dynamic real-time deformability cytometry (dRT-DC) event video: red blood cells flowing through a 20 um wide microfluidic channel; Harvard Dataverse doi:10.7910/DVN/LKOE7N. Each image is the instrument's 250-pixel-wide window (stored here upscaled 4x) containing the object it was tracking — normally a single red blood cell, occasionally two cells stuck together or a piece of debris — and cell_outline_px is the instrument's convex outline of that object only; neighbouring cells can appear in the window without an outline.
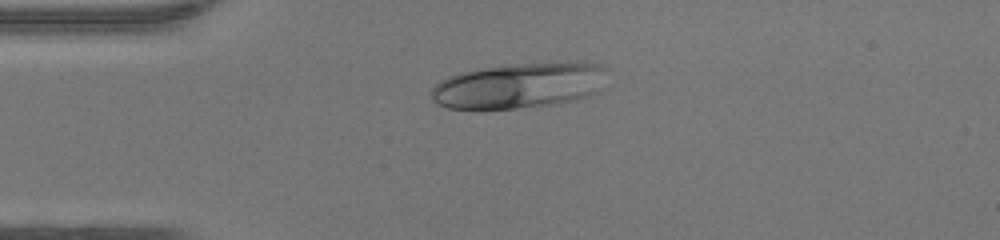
{"species": "human", "species_latin": "Homo sapiens", "temperature_condition": "warm", "stored_images_in_passage": 36, "camera_frame_rate_fps": 3000, "um_per_image_px": 0.085, "donor": {"sex": "female"}, "frame": {"image": 1, "passage_image": 1, "time_ms": 0.0, "image_size_px": [1000, 240], "cell_outline_px": [[608, 68], [596, 92], [580, 100], [556, 104], [476, 112], [448, 108], [436, 104], [432, 100], [432, 88], [440, 80], [448, 76], [464, 72], [488, 68], [524, 64], [600, 64]], "centroid_in_image_um": [44.03, 7.35], "position_along_channel_um": 41.0, "area_um2": 46.36}}
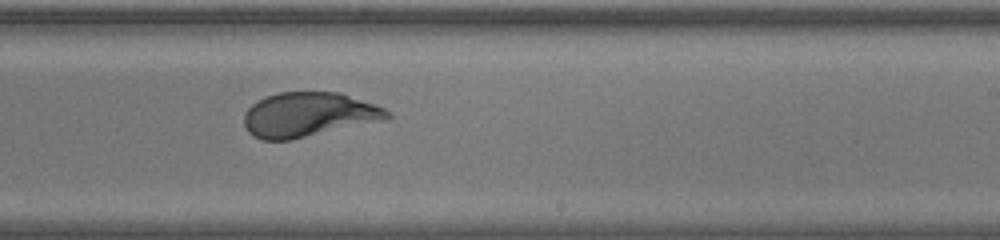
{"frame": {"image": 2, "passage_image": 18, "time_ms": 5.667, "image_size_px": [1000, 240], "cell_outline_px": [[392, 116], [388, 120], [292, 140], [260, 140], [252, 136], [248, 132], [244, 124], [244, 112], [252, 104], [268, 96], [280, 92], [340, 92], [384, 108], [392, 112]], "centroid_in_image_um": [26.26, 9.77], "position_along_channel_um": 262.7, "area_um2": 37.51}}
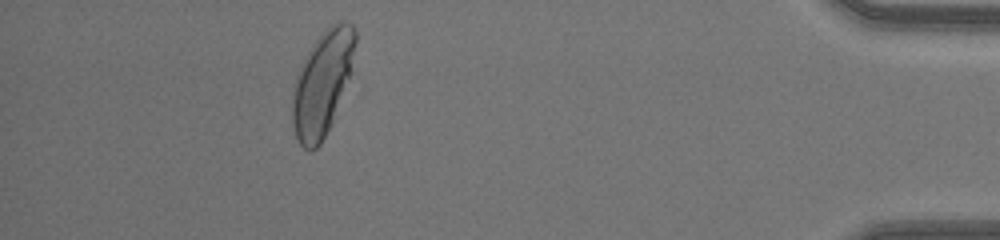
{"frame": {"image": 3, "passage_image": 32, "time_ms": 10.333, "image_size_px": [1000, 240], "cell_outline_px": [[356, 40], [348, 76], [332, 120], [320, 144], [312, 152], [308, 152], [300, 144], [296, 136], [292, 124], [292, 92], [296, 76], [300, 64], [312, 44], [328, 28], [336, 24], [352, 24], [356, 32]], "centroid_in_image_um": [27.33, 7.13], "position_along_channel_um": 407.9, "area_um2": 37.05}, "authors_computed_cell_mechanics": {"area_um2": 37.8879, "velocity_mm_per_s": 4.3473, "shape_relaxation_time_tau1_ms": 5.2844, "shape_relaxation_time_tau2_ms": null, "deformation_change_tau1": 0.2204, "deformation_change_tau2": null}}